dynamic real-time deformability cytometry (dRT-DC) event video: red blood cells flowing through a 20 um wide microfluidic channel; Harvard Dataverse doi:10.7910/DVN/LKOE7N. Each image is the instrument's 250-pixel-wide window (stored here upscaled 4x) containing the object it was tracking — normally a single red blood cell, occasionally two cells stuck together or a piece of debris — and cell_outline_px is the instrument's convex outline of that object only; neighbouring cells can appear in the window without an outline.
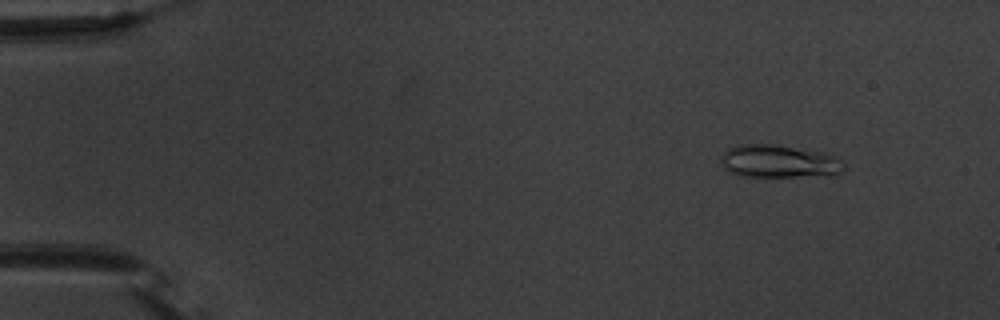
{"species": "common noctule bat (a hibernating species)", "species_latin": "Nyctalus noctula", "temperature_condition": "warm", "stored_images_in_passage": 53, "camera_frame_rate_fps": 3000, "um_per_image_px": 0.085, "animal": {"sex": "male", "body_mass_g": 20.1, "forearm_length_mm": 53.5}, "frame": {"image": 1, "passage_image": 4, "time_ms": 1.0, "image_size_px": [1000, 320], "cell_outline_px": [[844, 168], [840, 172], [832, 176], [740, 176], [728, 172], [724, 168], [720, 160], [724, 152], [728, 148], [736, 144], [772, 144], [824, 152], [840, 160], [844, 164]], "centroid_in_image_um": [66.18, 13.72], "position_along_channel_um": 18.8, "area_um2": 23.64}}
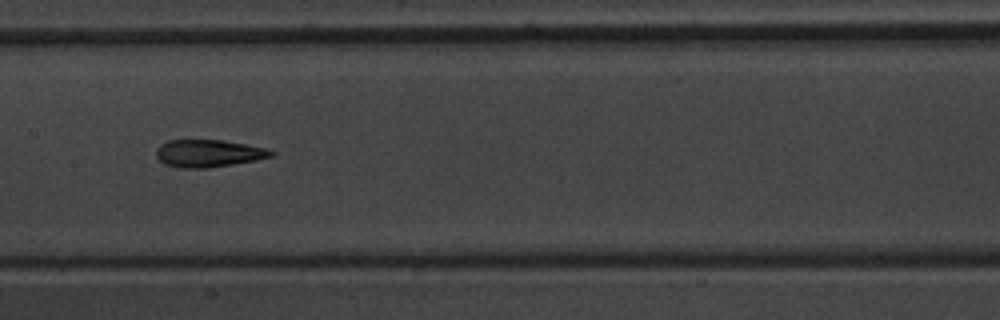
{"frame": {"image": 2, "passage_image": 26, "time_ms": 8.333, "image_size_px": [1000, 320], "cell_outline_px": [[276, 152], [272, 156], [256, 160], [208, 168], [176, 168], [164, 164], [156, 156], [156, 148], [160, 144], [168, 140], [224, 140], [268, 148]], "centroid_in_image_um": [17.71, 13.03], "position_along_channel_um": 189.7, "area_um2": 18.55}}
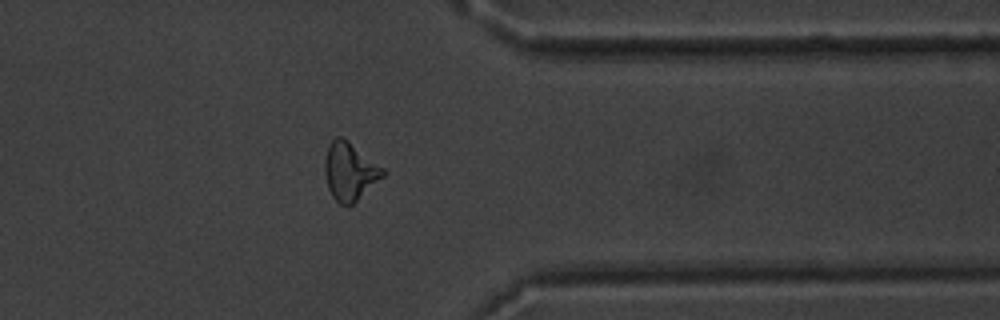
{"frame": {"image": 3, "passage_image": 42, "time_ms": 13.667, "image_size_px": [1000, 320], "cell_outline_px": [[388, 172], [384, 176], [352, 204], [340, 204], [332, 196], [328, 188], [324, 172], [324, 160], [328, 144], [336, 136], [340, 136], [348, 140], [384, 168]], "centroid_in_image_um": [29.72, 14.54], "position_along_channel_um": 381.7, "area_um2": 19.59}, "authors_computed_cell_mechanics": {"area_um2": 18.9584, "velocity_mm_per_s": 3.7316, "shape_relaxation_time_tau1_ms": 5.7236, "shape_relaxation_time_tau2_ms": 2.9384, "deformation_change_tau1": 0.2385, "deformation_change_tau2": 0.1071}}